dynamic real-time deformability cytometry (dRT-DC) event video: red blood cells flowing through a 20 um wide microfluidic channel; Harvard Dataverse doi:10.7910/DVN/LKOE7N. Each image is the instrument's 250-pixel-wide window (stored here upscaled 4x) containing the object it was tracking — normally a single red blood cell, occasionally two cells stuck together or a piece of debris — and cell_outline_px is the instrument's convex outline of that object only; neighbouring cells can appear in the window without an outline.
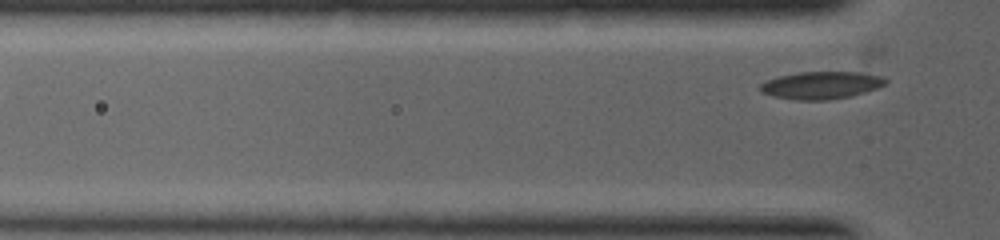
{"species": "common noctule bat (a hibernating species)", "species_latin": "Nyctalus noctula", "temperature_condition": "warm", "stored_images_in_passage": 3, "segment_of_instrument_passage": [2, 2], "camera_frame_rate_fps": 5000, "um_per_image_px": 0.085, "animal": {"sex": "female", "body_mass_g": 19.0, "forearm_length_mm": 53.3}, "frame": {"image": 1, "passage_image": 3, "time_ms": 1.0, "image_size_px": [1000, 240], "cell_outline_px": [[888, 84], [852, 96], [828, 100], [796, 100], [772, 96], [760, 92], [760, 84], [768, 80], [780, 76], [800, 72], [856, 72], [880, 76], [888, 80]], "centroid_in_image_um": [69.8, 7.25], "position_along_channel_um": 56.0, "area_um2": 20.0}}